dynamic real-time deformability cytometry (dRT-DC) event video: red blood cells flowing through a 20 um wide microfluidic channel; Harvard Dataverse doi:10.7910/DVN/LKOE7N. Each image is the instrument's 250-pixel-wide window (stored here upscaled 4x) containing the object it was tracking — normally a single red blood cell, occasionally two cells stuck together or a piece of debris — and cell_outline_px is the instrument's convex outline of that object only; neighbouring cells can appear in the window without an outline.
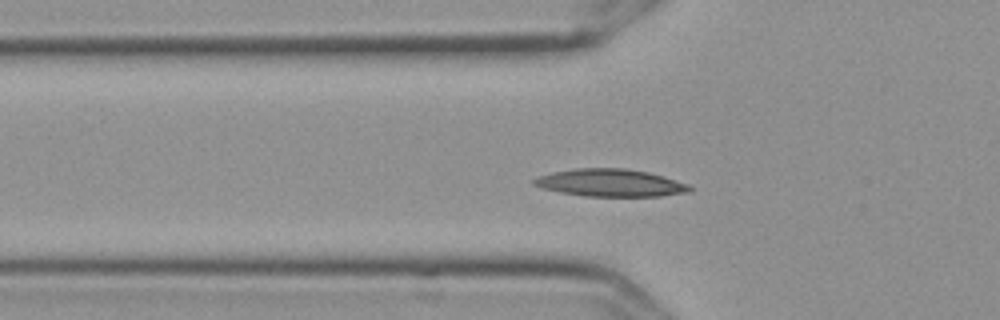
{"species": "Egyptian fruit bat (a non-hibernating species)", "species_latin": "Rousettus aegyptiacus", "temperature_condition": "cold", "stored_images_in_passage": 47, "camera_frame_rate_fps": 3000, "um_per_image_px": 0.085, "frame": {"image": 1, "passage_image": 9, "time_ms": 2.667, "image_size_px": [1000, 320], "cell_outline_px": [[692, 192], [660, 196], [584, 196], [560, 192], [540, 188], [532, 184], [532, 180], [536, 176], [552, 172], [576, 168], [624, 168], [648, 172], [664, 176], [688, 184], [692, 188]], "centroid_in_image_um": [51.86, 15.54], "position_along_channel_um": 73.9, "area_um2": 25.14}}
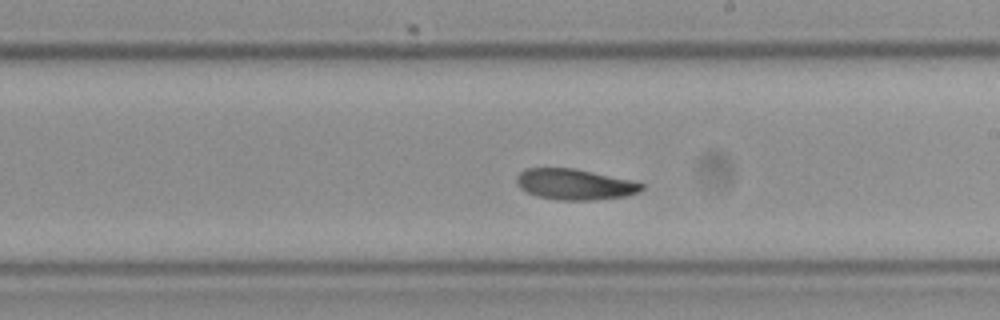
{"frame": {"image": 2, "passage_image": 23, "time_ms": 7.333, "image_size_px": [1000, 320], "cell_outline_px": [[644, 188], [640, 192], [628, 196], [596, 200], [556, 200], [536, 196], [520, 188], [516, 184], [516, 176], [520, 172], [528, 168], [572, 168], [632, 180], [644, 184]], "centroid_in_image_um": [48.87, 15.68], "position_along_channel_um": 240.1, "area_um2": 22.6}}
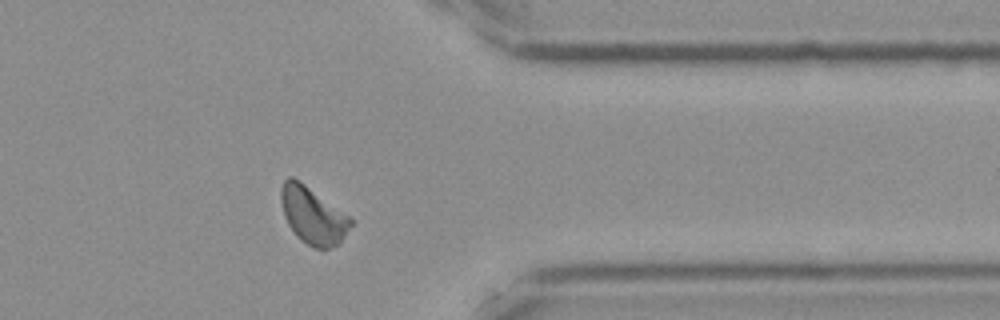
{"frame": {"image": 3, "passage_image": 36, "time_ms": 11.667, "image_size_px": [1000, 320], "cell_outline_px": [[352, 224], [344, 236], [336, 244], [328, 248], [312, 248], [300, 240], [296, 236], [288, 224], [284, 216], [280, 200], [280, 188], [284, 180], [288, 176], [292, 176], [300, 180], [348, 216], [352, 220]], "centroid_in_image_um": [26.53, 18.29], "position_along_channel_um": 384.9, "area_um2": 22.95}, "authors_computed_cell_mechanics": {"area_um2": 22.5998, "velocity_mm_per_s": 3.5567, "shape_relaxation_time_tau1_ms": null, "shape_relaxation_time_tau2_ms": 8.9911, "deformation_change_tau1": null, "deformation_change_tau2": 0.1415}}